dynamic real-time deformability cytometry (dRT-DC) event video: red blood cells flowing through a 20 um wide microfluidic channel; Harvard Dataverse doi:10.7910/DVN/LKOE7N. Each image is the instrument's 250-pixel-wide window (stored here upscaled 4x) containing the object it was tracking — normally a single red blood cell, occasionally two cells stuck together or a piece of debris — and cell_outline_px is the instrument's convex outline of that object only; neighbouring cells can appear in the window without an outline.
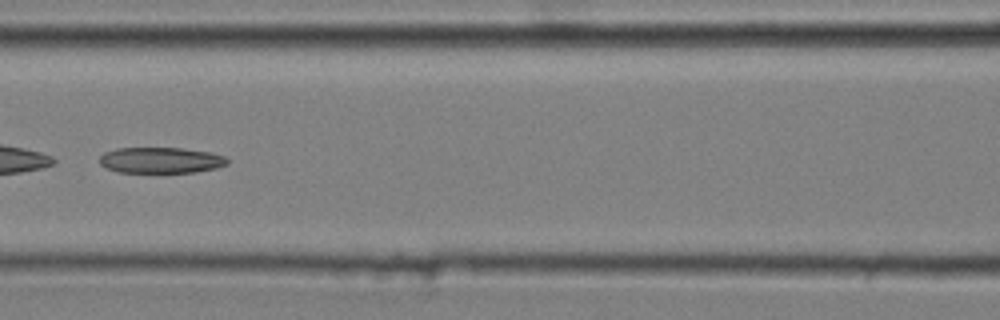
{"species": "common noctule bat (a hibernating species)", "species_latin": "Nyctalus noctula", "temperature_condition": "cold", "stored_images_in_passage": 9, "camera_frame_rate_fps": 3000, "um_per_image_px": 0.085, "animal": {"sex": "male", "body_mass_g": 20.4}, "frame": {"image": 1, "passage_image": 7, "time_ms": 2.0, "image_size_px": [1000, 320], "cell_outline_px": [[228, 164], [216, 168], [196, 172], [116, 172], [104, 168], [100, 164], [100, 156], [104, 152], [116, 148], [184, 148], [212, 152], [224, 156], [228, 160]], "centroid_in_image_um": [13.66, 13.61], "position_along_channel_um": 152.9, "area_um2": 19.48}}
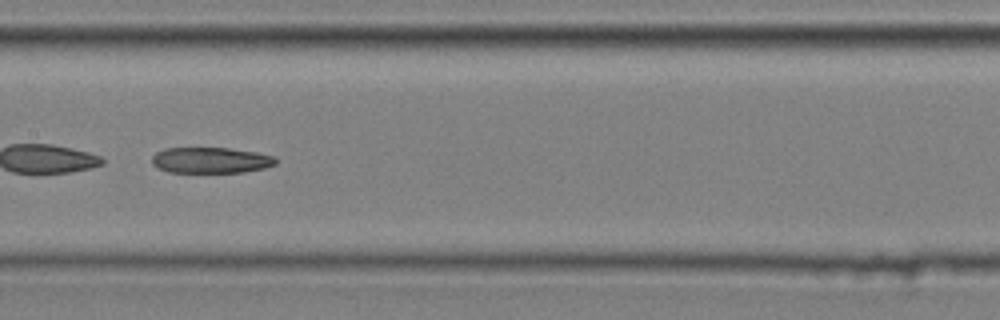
{"frame": {"image": 2, "passage_image": 8, "time_ms": 2.333, "image_size_px": [1000, 320], "cell_outline_px": [[276, 164], [264, 168], [244, 172], [168, 172], [156, 168], [152, 164], [152, 156], [156, 152], [164, 148], [228, 148], [256, 152], [276, 156]], "centroid_in_image_um": [17.9, 13.62], "position_along_channel_um": 189.5, "area_um2": 18.79}}
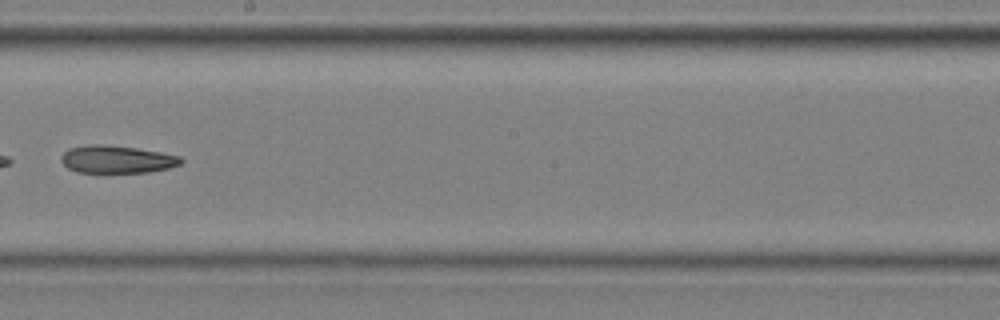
{"frame": {"image": 3, "passage_image": 9, "time_ms": 2.667, "image_size_px": [1000, 320], "cell_outline_px": [[184, 160], [180, 164], [168, 168], [148, 172], [76, 172], [68, 168], [60, 160], [60, 156], [68, 148], [88, 144], [104, 144], [136, 148], [160, 152], [180, 156]], "centroid_in_image_um": [9.9, 13.53], "position_along_channel_um": 238.3, "area_um2": 19.31}}